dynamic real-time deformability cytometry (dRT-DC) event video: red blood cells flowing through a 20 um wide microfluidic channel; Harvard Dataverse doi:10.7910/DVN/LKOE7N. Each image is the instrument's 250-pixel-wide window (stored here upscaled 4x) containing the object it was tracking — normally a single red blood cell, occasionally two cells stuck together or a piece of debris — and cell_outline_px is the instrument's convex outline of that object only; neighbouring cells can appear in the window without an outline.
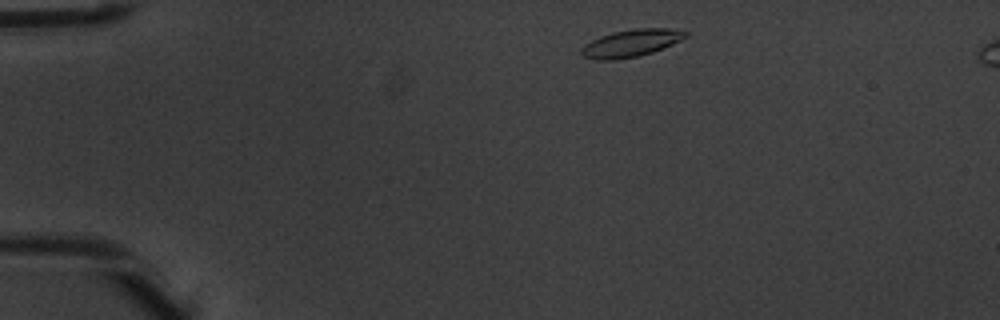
{"species": "common noctule bat (a hibernating species)", "species_latin": "Nyctalus noctula", "temperature_condition": "warm", "stored_images_in_passage": 4, "camera_frame_rate_fps": 3000, "um_per_image_px": 0.085, "animal": {"sex": "male", "body_mass_g": 20.1, "forearm_length_mm": 53.5}, "frame": {"image": 1, "passage_image": 1, "time_ms": 0.0, "image_size_px": [1000, 320], "cell_outline_px": [[688, 36], [672, 44], [652, 52], [636, 56], [616, 60], [596, 60], [584, 56], [580, 52], [580, 48], [584, 44], [600, 36], [612, 32], [636, 28], [668, 28], [688, 32]], "centroid_in_image_um": [53.61, 3.66], "position_along_channel_um": 31.4, "area_um2": 16.53}}